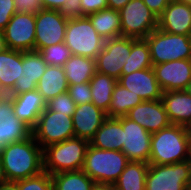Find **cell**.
I'll return each mask as SVG.
<instances>
[{"instance_id":"cell-23","label":"cell","mask_w":191,"mask_h":190,"mask_svg":"<svg viewBox=\"0 0 191 190\" xmlns=\"http://www.w3.org/2000/svg\"><path fill=\"white\" fill-rule=\"evenodd\" d=\"M123 127L117 117H107L89 144L103 150L122 151Z\"/></svg>"},{"instance_id":"cell-17","label":"cell","mask_w":191,"mask_h":190,"mask_svg":"<svg viewBox=\"0 0 191 190\" xmlns=\"http://www.w3.org/2000/svg\"><path fill=\"white\" fill-rule=\"evenodd\" d=\"M47 66L38 51L22 52L20 77L17 78L13 89L7 95L13 96L37 89V84Z\"/></svg>"},{"instance_id":"cell-35","label":"cell","mask_w":191,"mask_h":190,"mask_svg":"<svg viewBox=\"0 0 191 190\" xmlns=\"http://www.w3.org/2000/svg\"><path fill=\"white\" fill-rule=\"evenodd\" d=\"M48 110L73 116L76 108L74 100L70 97L68 92L59 94L46 103Z\"/></svg>"},{"instance_id":"cell-9","label":"cell","mask_w":191,"mask_h":190,"mask_svg":"<svg viewBox=\"0 0 191 190\" xmlns=\"http://www.w3.org/2000/svg\"><path fill=\"white\" fill-rule=\"evenodd\" d=\"M118 12L121 21V36L146 38L158 28V17L142 0H130Z\"/></svg>"},{"instance_id":"cell-33","label":"cell","mask_w":191,"mask_h":190,"mask_svg":"<svg viewBox=\"0 0 191 190\" xmlns=\"http://www.w3.org/2000/svg\"><path fill=\"white\" fill-rule=\"evenodd\" d=\"M38 52L47 65L50 66L63 67L66 61L72 56L71 51L64 42L45 47Z\"/></svg>"},{"instance_id":"cell-24","label":"cell","mask_w":191,"mask_h":190,"mask_svg":"<svg viewBox=\"0 0 191 190\" xmlns=\"http://www.w3.org/2000/svg\"><path fill=\"white\" fill-rule=\"evenodd\" d=\"M22 51L6 49L0 53V88L7 95L20 77Z\"/></svg>"},{"instance_id":"cell-8","label":"cell","mask_w":191,"mask_h":190,"mask_svg":"<svg viewBox=\"0 0 191 190\" xmlns=\"http://www.w3.org/2000/svg\"><path fill=\"white\" fill-rule=\"evenodd\" d=\"M32 136L42 148L73 138L75 133L72 116L45 108L32 128Z\"/></svg>"},{"instance_id":"cell-44","label":"cell","mask_w":191,"mask_h":190,"mask_svg":"<svg viewBox=\"0 0 191 190\" xmlns=\"http://www.w3.org/2000/svg\"><path fill=\"white\" fill-rule=\"evenodd\" d=\"M91 190H116L114 184L94 183Z\"/></svg>"},{"instance_id":"cell-34","label":"cell","mask_w":191,"mask_h":190,"mask_svg":"<svg viewBox=\"0 0 191 190\" xmlns=\"http://www.w3.org/2000/svg\"><path fill=\"white\" fill-rule=\"evenodd\" d=\"M18 190H54L51 175L47 172L15 181Z\"/></svg>"},{"instance_id":"cell-43","label":"cell","mask_w":191,"mask_h":190,"mask_svg":"<svg viewBox=\"0 0 191 190\" xmlns=\"http://www.w3.org/2000/svg\"><path fill=\"white\" fill-rule=\"evenodd\" d=\"M108 8L113 10H121L130 0H107Z\"/></svg>"},{"instance_id":"cell-37","label":"cell","mask_w":191,"mask_h":190,"mask_svg":"<svg viewBox=\"0 0 191 190\" xmlns=\"http://www.w3.org/2000/svg\"><path fill=\"white\" fill-rule=\"evenodd\" d=\"M79 1L80 0H67V2L59 8V13L68 20L83 17V11Z\"/></svg>"},{"instance_id":"cell-2","label":"cell","mask_w":191,"mask_h":190,"mask_svg":"<svg viewBox=\"0 0 191 190\" xmlns=\"http://www.w3.org/2000/svg\"><path fill=\"white\" fill-rule=\"evenodd\" d=\"M191 128L171 124L151 137L149 164L167 165L188 160Z\"/></svg>"},{"instance_id":"cell-27","label":"cell","mask_w":191,"mask_h":190,"mask_svg":"<svg viewBox=\"0 0 191 190\" xmlns=\"http://www.w3.org/2000/svg\"><path fill=\"white\" fill-rule=\"evenodd\" d=\"M96 32L104 39H112L121 36V21L117 10L110 8L87 16Z\"/></svg>"},{"instance_id":"cell-31","label":"cell","mask_w":191,"mask_h":190,"mask_svg":"<svg viewBox=\"0 0 191 190\" xmlns=\"http://www.w3.org/2000/svg\"><path fill=\"white\" fill-rule=\"evenodd\" d=\"M150 48L145 38H132L131 52L123 65L122 74H130L139 70L152 68Z\"/></svg>"},{"instance_id":"cell-25","label":"cell","mask_w":191,"mask_h":190,"mask_svg":"<svg viewBox=\"0 0 191 190\" xmlns=\"http://www.w3.org/2000/svg\"><path fill=\"white\" fill-rule=\"evenodd\" d=\"M37 91L46 103L55 96L68 92V83L63 67L48 65L37 84Z\"/></svg>"},{"instance_id":"cell-50","label":"cell","mask_w":191,"mask_h":190,"mask_svg":"<svg viewBox=\"0 0 191 190\" xmlns=\"http://www.w3.org/2000/svg\"><path fill=\"white\" fill-rule=\"evenodd\" d=\"M175 1H178V2H181V3H184V4L191 6V0H175Z\"/></svg>"},{"instance_id":"cell-28","label":"cell","mask_w":191,"mask_h":190,"mask_svg":"<svg viewBox=\"0 0 191 190\" xmlns=\"http://www.w3.org/2000/svg\"><path fill=\"white\" fill-rule=\"evenodd\" d=\"M149 164L130 161L114 183L116 190H145Z\"/></svg>"},{"instance_id":"cell-51","label":"cell","mask_w":191,"mask_h":190,"mask_svg":"<svg viewBox=\"0 0 191 190\" xmlns=\"http://www.w3.org/2000/svg\"><path fill=\"white\" fill-rule=\"evenodd\" d=\"M3 95H6L0 88V97H2Z\"/></svg>"},{"instance_id":"cell-38","label":"cell","mask_w":191,"mask_h":190,"mask_svg":"<svg viewBox=\"0 0 191 190\" xmlns=\"http://www.w3.org/2000/svg\"><path fill=\"white\" fill-rule=\"evenodd\" d=\"M16 12L14 0H0V30L5 29Z\"/></svg>"},{"instance_id":"cell-52","label":"cell","mask_w":191,"mask_h":190,"mask_svg":"<svg viewBox=\"0 0 191 190\" xmlns=\"http://www.w3.org/2000/svg\"><path fill=\"white\" fill-rule=\"evenodd\" d=\"M188 190H191V181H190V185H189V187H188Z\"/></svg>"},{"instance_id":"cell-48","label":"cell","mask_w":191,"mask_h":190,"mask_svg":"<svg viewBox=\"0 0 191 190\" xmlns=\"http://www.w3.org/2000/svg\"><path fill=\"white\" fill-rule=\"evenodd\" d=\"M188 161L191 163V133H190V139H189Z\"/></svg>"},{"instance_id":"cell-22","label":"cell","mask_w":191,"mask_h":190,"mask_svg":"<svg viewBox=\"0 0 191 190\" xmlns=\"http://www.w3.org/2000/svg\"><path fill=\"white\" fill-rule=\"evenodd\" d=\"M13 107L19 120L33 128L46 108V101L37 89L13 95Z\"/></svg>"},{"instance_id":"cell-49","label":"cell","mask_w":191,"mask_h":190,"mask_svg":"<svg viewBox=\"0 0 191 190\" xmlns=\"http://www.w3.org/2000/svg\"><path fill=\"white\" fill-rule=\"evenodd\" d=\"M189 95H191V80L187 84L186 88L184 89Z\"/></svg>"},{"instance_id":"cell-40","label":"cell","mask_w":191,"mask_h":190,"mask_svg":"<svg viewBox=\"0 0 191 190\" xmlns=\"http://www.w3.org/2000/svg\"><path fill=\"white\" fill-rule=\"evenodd\" d=\"M17 12L37 13L42 9L41 0H14Z\"/></svg>"},{"instance_id":"cell-45","label":"cell","mask_w":191,"mask_h":190,"mask_svg":"<svg viewBox=\"0 0 191 190\" xmlns=\"http://www.w3.org/2000/svg\"><path fill=\"white\" fill-rule=\"evenodd\" d=\"M0 190H18V188L15 182H7L0 185Z\"/></svg>"},{"instance_id":"cell-10","label":"cell","mask_w":191,"mask_h":190,"mask_svg":"<svg viewBox=\"0 0 191 190\" xmlns=\"http://www.w3.org/2000/svg\"><path fill=\"white\" fill-rule=\"evenodd\" d=\"M132 37L119 36L105 40L103 49L96 58V71L117 80L122 75L123 65L131 52Z\"/></svg>"},{"instance_id":"cell-6","label":"cell","mask_w":191,"mask_h":190,"mask_svg":"<svg viewBox=\"0 0 191 190\" xmlns=\"http://www.w3.org/2000/svg\"><path fill=\"white\" fill-rule=\"evenodd\" d=\"M64 43L73 55L96 59L104 47L105 40L96 32L86 16L68 20Z\"/></svg>"},{"instance_id":"cell-32","label":"cell","mask_w":191,"mask_h":190,"mask_svg":"<svg viewBox=\"0 0 191 190\" xmlns=\"http://www.w3.org/2000/svg\"><path fill=\"white\" fill-rule=\"evenodd\" d=\"M51 178L54 190H91L95 183L83 170L59 172Z\"/></svg>"},{"instance_id":"cell-20","label":"cell","mask_w":191,"mask_h":190,"mask_svg":"<svg viewBox=\"0 0 191 190\" xmlns=\"http://www.w3.org/2000/svg\"><path fill=\"white\" fill-rule=\"evenodd\" d=\"M158 28L171 34L191 35V6L172 0L158 17Z\"/></svg>"},{"instance_id":"cell-47","label":"cell","mask_w":191,"mask_h":190,"mask_svg":"<svg viewBox=\"0 0 191 190\" xmlns=\"http://www.w3.org/2000/svg\"><path fill=\"white\" fill-rule=\"evenodd\" d=\"M7 179H6V176H5V173H4V168L2 166V161L0 159V185H3L5 183H7Z\"/></svg>"},{"instance_id":"cell-41","label":"cell","mask_w":191,"mask_h":190,"mask_svg":"<svg viewBox=\"0 0 191 190\" xmlns=\"http://www.w3.org/2000/svg\"><path fill=\"white\" fill-rule=\"evenodd\" d=\"M159 17L172 0H142Z\"/></svg>"},{"instance_id":"cell-12","label":"cell","mask_w":191,"mask_h":190,"mask_svg":"<svg viewBox=\"0 0 191 190\" xmlns=\"http://www.w3.org/2000/svg\"><path fill=\"white\" fill-rule=\"evenodd\" d=\"M123 127L122 152L129 161L145 162L149 164L151 153L152 133L141 125L131 121L126 116L117 117Z\"/></svg>"},{"instance_id":"cell-14","label":"cell","mask_w":191,"mask_h":190,"mask_svg":"<svg viewBox=\"0 0 191 190\" xmlns=\"http://www.w3.org/2000/svg\"><path fill=\"white\" fill-rule=\"evenodd\" d=\"M32 136V128L15 115L12 96L0 97V152L9 144Z\"/></svg>"},{"instance_id":"cell-3","label":"cell","mask_w":191,"mask_h":190,"mask_svg":"<svg viewBox=\"0 0 191 190\" xmlns=\"http://www.w3.org/2000/svg\"><path fill=\"white\" fill-rule=\"evenodd\" d=\"M89 141L78 137L43 148V169L50 175L82 170Z\"/></svg>"},{"instance_id":"cell-18","label":"cell","mask_w":191,"mask_h":190,"mask_svg":"<svg viewBox=\"0 0 191 190\" xmlns=\"http://www.w3.org/2000/svg\"><path fill=\"white\" fill-rule=\"evenodd\" d=\"M118 83L133 92L135 96H140L143 101L158 100L162 97L163 91L156 80L153 68L122 74Z\"/></svg>"},{"instance_id":"cell-11","label":"cell","mask_w":191,"mask_h":190,"mask_svg":"<svg viewBox=\"0 0 191 190\" xmlns=\"http://www.w3.org/2000/svg\"><path fill=\"white\" fill-rule=\"evenodd\" d=\"M68 19L58 10L41 9L35 14V45L39 51L45 47L64 42Z\"/></svg>"},{"instance_id":"cell-36","label":"cell","mask_w":191,"mask_h":190,"mask_svg":"<svg viewBox=\"0 0 191 190\" xmlns=\"http://www.w3.org/2000/svg\"><path fill=\"white\" fill-rule=\"evenodd\" d=\"M68 94L74 100L76 106L84 103H92V95L89 82L83 84L68 85Z\"/></svg>"},{"instance_id":"cell-4","label":"cell","mask_w":191,"mask_h":190,"mask_svg":"<svg viewBox=\"0 0 191 190\" xmlns=\"http://www.w3.org/2000/svg\"><path fill=\"white\" fill-rule=\"evenodd\" d=\"M129 162L122 151L98 149L89 144L82 170L96 183L114 184Z\"/></svg>"},{"instance_id":"cell-16","label":"cell","mask_w":191,"mask_h":190,"mask_svg":"<svg viewBox=\"0 0 191 190\" xmlns=\"http://www.w3.org/2000/svg\"><path fill=\"white\" fill-rule=\"evenodd\" d=\"M126 117L150 133H155L171 125L161 99L143 101L132 108Z\"/></svg>"},{"instance_id":"cell-46","label":"cell","mask_w":191,"mask_h":190,"mask_svg":"<svg viewBox=\"0 0 191 190\" xmlns=\"http://www.w3.org/2000/svg\"><path fill=\"white\" fill-rule=\"evenodd\" d=\"M7 49V45L5 42V35H4V31L0 30V53L4 50Z\"/></svg>"},{"instance_id":"cell-7","label":"cell","mask_w":191,"mask_h":190,"mask_svg":"<svg viewBox=\"0 0 191 190\" xmlns=\"http://www.w3.org/2000/svg\"><path fill=\"white\" fill-rule=\"evenodd\" d=\"M191 163L186 160L174 164H149L145 190H188Z\"/></svg>"},{"instance_id":"cell-39","label":"cell","mask_w":191,"mask_h":190,"mask_svg":"<svg viewBox=\"0 0 191 190\" xmlns=\"http://www.w3.org/2000/svg\"><path fill=\"white\" fill-rule=\"evenodd\" d=\"M79 3L83 11V17L108 8L107 0H80Z\"/></svg>"},{"instance_id":"cell-1","label":"cell","mask_w":191,"mask_h":190,"mask_svg":"<svg viewBox=\"0 0 191 190\" xmlns=\"http://www.w3.org/2000/svg\"><path fill=\"white\" fill-rule=\"evenodd\" d=\"M0 159L8 182L34 177L44 171L43 148L33 136L7 145L0 152Z\"/></svg>"},{"instance_id":"cell-13","label":"cell","mask_w":191,"mask_h":190,"mask_svg":"<svg viewBox=\"0 0 191 190\" xmlns=\"http://www.w3.org/2000/svg\"><path fill=\"white\" fill-rule=\"evenodd\" d=\"M3 31L8 49L34 51L35 13L16 12Z\"/></svg>"},{"instance_id":"cell-30","label":"cell","mask_w":191,"mask_h":190,"mask_svg":"<svg viewBox=\"0 0 191 190\" xmlns=\"http://www.w3.org/2000/svg\"><path fill=\"white\" fill-rule=\"evenodd\" d=\"M142 102L143 100L140 96H135L133 92L117 83L114 87L111 103L106 115L107 117L126 116L132 108Z\"/></svg>"},{"instance_id":"cell-42","label":"cell","mask_w":191,"mask_h":190,"mask_svg":"<svg viewBox=\"0 0 191 190\" xmlns=\"http://www.w3.org/2000/svg\"><path fill=\"white\" fill-rule=\"evenodd\" d=\"M67 0H41L42 9L59 10Z\"/></svg>"},{"instance_id":"cell-21","label":"cell","mask_w":191,"mask_h":190,"mask_svg":"<svg viewBox=\"0 0 191 190\" xmlns=\"http://www.w3.org/2000/svg\"><path fill=\"white\" fill-rule=\"evenodd\" d=\"M161 100L171 124L191 128V95L185 90L165 91Z\"/></svg>"},{"instance_id":"cell-19","label":"cell","mask_w":191,"mask_h":190,"mask_svg":"<svg viewBox=\"0 0 191 190\" xmlns=\"http://www.w3.org/2000/svg\"><path fill=\"white\" fill-rule=\"evenodd\" d=\"M106 118V112L93 103H84L76 106L72 116L75 137L90 142Z\"/></svg>"},{"instance_id":"cell-15","label":"cell","mask_w":191,"mask_h":190,"mask_svg":"<svg viewBox=\"0 0 191 190\" xmlns=\"http://www.w3.org/2000/svg\"><path fill=\"white\" fill-rule=\"evenodd\" d=\"M152 68L163 92L184 90L191 80V59L168 61Z\"/></svg>"},{"instance_id":"cell-5","label":"cell","mask_w":191,"mask_h":190,"mask_svg":"<svg viewBox=\"0 0 191 190\" xmlns=\"http://www.w3.org/2000/svg\"><path fill=\"white\" fill-rule=\"evenodd\" d=\"M152 65L191 59V35L171 34L157 28L146 38Z\"/></svg>"},{"instance_id":"cell-29","label":"cell","mask_w":191,"mask_h":190,"mask_svg":"<svg viewBox=\"0 0 191 190\" xmlns=\"http://www.w3.org/2000/svg\"><path fill=\"white\" fill-rule=\"evenodd\" d=\"M117 83L118 80L116 78L96 71L89 81L92 103L104 112H107L111 103L114 87Z\"/></svg>"},{"instance_id":"cell-26","label":"cell","mask_w":191,"mask_h":190,"mask_svg":"<svg viewBox=\"0 0 191 190\" xmlns=\"http://www.w3.org/2000/svg\"><path fill=\"white\" fill-rule=\"evenodd\" d=\"M68 85L89 82L96 72V59L73 55L63 65Z\"/></svg>"}]
</instances>
